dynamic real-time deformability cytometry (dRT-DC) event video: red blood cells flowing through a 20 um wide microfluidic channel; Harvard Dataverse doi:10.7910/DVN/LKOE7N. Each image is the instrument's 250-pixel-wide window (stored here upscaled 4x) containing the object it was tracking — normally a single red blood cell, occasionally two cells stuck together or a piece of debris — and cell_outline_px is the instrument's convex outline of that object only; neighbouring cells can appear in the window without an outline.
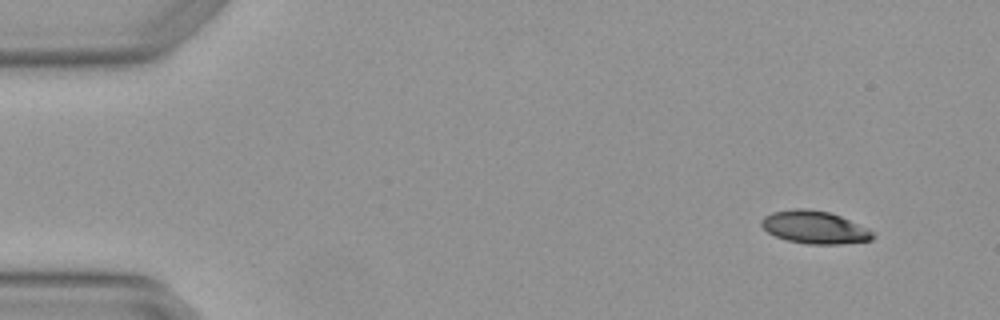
{"species": "Egyptian fruit bat (a non-hibernating species)", "species_latin": "Rousettus aegyptiacus", "temperature_condition": "warm", "stored_images_in_passage": 4, "camera_frame_rate_fps": 3000, "um_per_image_px": 0.085, "animal": {"sex": "female"}, "frame": {"image": 1, "passage_image": 1, "time_ms": 0.0, "image_size_px": [1000, 320], "cell_outline_px": [[876, 236], [872, 240], [840, 244], [808, 244], [788, 240], [776, 236], [768, 232], [760, 224], [760, 220], [764, 216], [772, 212], [792, 208], [804, 208], [828, 212], [840, 216], [868, 228]], "centroid_in_image_um": [69.23, 19.31], "position_along_channel_um": 15.8, "area_um2": 21.21}}